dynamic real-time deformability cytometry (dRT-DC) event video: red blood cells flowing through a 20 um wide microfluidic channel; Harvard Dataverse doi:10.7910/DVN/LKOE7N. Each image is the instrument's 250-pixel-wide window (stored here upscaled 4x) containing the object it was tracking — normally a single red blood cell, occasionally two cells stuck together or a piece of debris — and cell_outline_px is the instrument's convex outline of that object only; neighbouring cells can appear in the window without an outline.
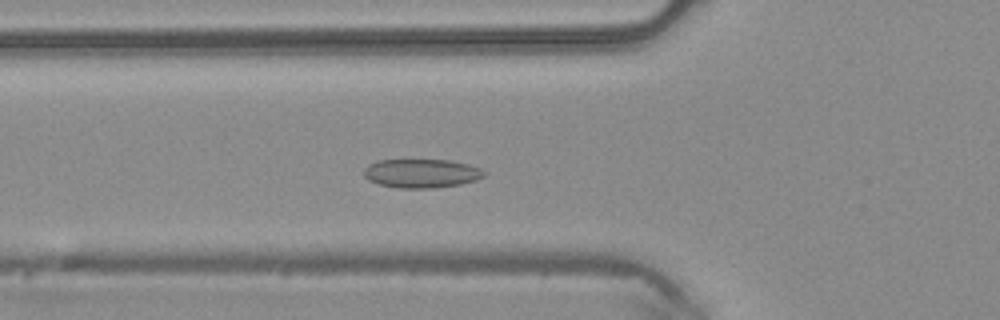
{"species": "common noctule bat (a hibernating species)", "species_latin": "Nyctalus noctula", "temperature_condition": "warm", "stored_images_in_passage": 48, "camera_frame_rate_fps": 3000, "um_per_image_px": 0.085, "animal": {"sex": "male", "body_mass_g": 20.4}, "frame": {"image": 1, "passage_image": 17, "time_ms": 5.333, "image_size_px": [1000, 320], "cell_outline_px": [[484, 176], [476, 180], [460, 184], [432, 188], [396, 188], [380, 184], [368, 180], [364, 176], [364, 168], [368, 164], [376, 160], [448, 160], [468, 164], [480, 168], [484, 172]], "centroid_in_image_um": [35.79, 14.73], "position_along_channel_um": 90.0, "area_um2": 20.17}}
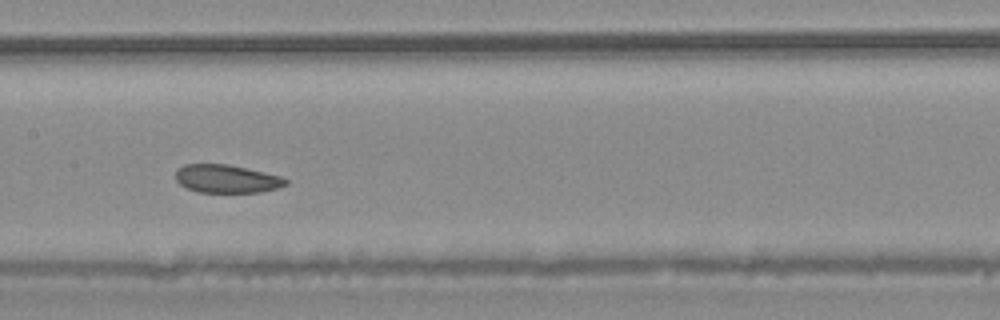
{"frame": {"image": 2, "passage_image": 24, "time_ms": 7.667, "image_size_px": [1000, 320], "cell_outline_px": [[288, 184], [280, 188], [260, 192], [196, 192], [180, 184], [176, 180], [176, 172], [184, 164], [228, 164], [280, 176], [288, 180]], "centroid_in_image_um": [19.29, 15.2], "position_along_channel_um": 188.1, "area_um2": 17.98}}
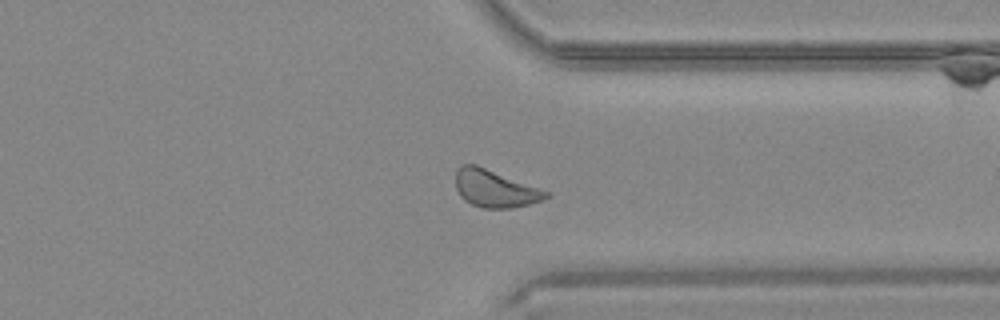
{"frame": {"image": 3, "passage_image": 37, "time_ms": 12.0, "image_size_px": [1000, 320], "cell_outline_px": [[548, 196], [544, 200], [512, 208], [480, 208], [464, 200], [460, 196], [456, 188], [456, 172], [464, 164], [476, 164], [540, 188], [548, 192]], "centroid_in_image_um": [42.06, 16.04], "position_along_channel_um": 369.3, "area_um2": 19.54}, "authors_computed_cell_mechanics": {"area_um2": 20.0566, "velocity_mm_per_s": 4.1918, "shape_relaxation_time_tau1_ms": null, "shape_relaxation_time_tau2_ms": 2.0152, "deformation_change_tau1": null, "deformation_change_tau2": 0.0806}}